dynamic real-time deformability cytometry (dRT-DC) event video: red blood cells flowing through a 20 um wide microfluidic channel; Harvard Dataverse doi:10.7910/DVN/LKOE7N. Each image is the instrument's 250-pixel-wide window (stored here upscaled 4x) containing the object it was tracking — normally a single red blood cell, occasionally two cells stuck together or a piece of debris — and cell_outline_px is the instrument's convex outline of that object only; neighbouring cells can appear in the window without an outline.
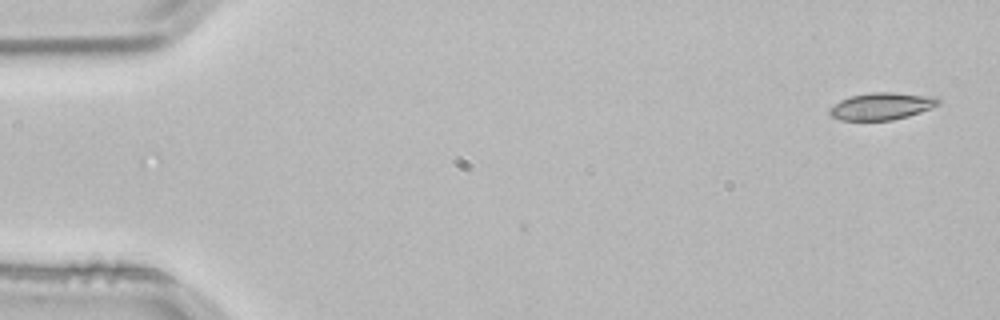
{"species": "common noctule bat (a hibernating species)", "species_latin": "Nyctalus noctula", "temperature_condition": "room temperature", "stored_images_in_passage": 2, "camera_frame_rate_fps": 3000, "um_per_image_px": 0.085, "animal": {"sex": "male", "body_mass_g": 21.5, "forearm_length_mm": 52.0}, "frame": {"image": 1, "passage_image": 2, "time_ms": 0.333, "image_size_px": [1000, 320], "cell_outline_px": [[940, 104], [932, 108], [908, 116], [892, 120], [840, 120], [832, 116], [828, 112], [828, 108], [840, 100], [848, 96], [872, 92], [892, 92], [936, 96], [940, 100]], "centroid_in_image_um": [74.94, 9.01], "position_along_channel_um": 10.1, "area_um2": 17.4}}